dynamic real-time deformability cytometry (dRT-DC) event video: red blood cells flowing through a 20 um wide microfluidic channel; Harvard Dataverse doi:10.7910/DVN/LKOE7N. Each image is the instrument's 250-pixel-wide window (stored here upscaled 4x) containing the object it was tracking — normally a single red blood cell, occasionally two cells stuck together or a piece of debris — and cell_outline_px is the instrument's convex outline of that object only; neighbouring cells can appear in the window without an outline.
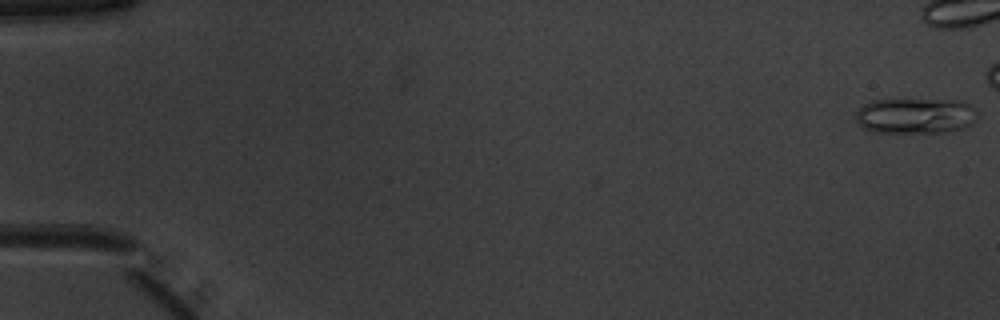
{"species": "common noctule bat (a hibernating species)", "species_latin": "Nyctalus noctula", "temperature_condition": "warm", "stored_images_in_passage": 11, "camera_frame_rate_fps": 3000, "um_per_image_px": 0.085, "animal": {"sex": "male", "body_mass_g": 20.1, "forearm_length_mm": 53.5}, "frame": {"image": 1, "passage_image": 1, "time_ms": 0.0, "image_size_px": [1000, 320], "cell_outline_px": [[976, 112], [972, 124], [964, 128], [944, 132], [872, 132], [864, 128], [856, 120], [856, 112], [868, 100], [960, 100], [968, 104]], "centroid_in_image_um": [77.78, 9.84], "position_along_channel_um": 7.2, "area_um2": 25.03}}